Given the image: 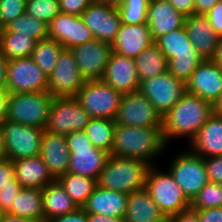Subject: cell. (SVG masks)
Returning <instances> with one entry per match:
<instances>
[{
  "mask_svg": "<svg viewBox=\"0 0 222 222\" xmlns=\"http://www.w3.org/2000/svg\"><path fill=\"white\" fill-rule=\"evenodd\" d=\"M211 115L210 102L186 91L162 117V134L165 144L169 148L172 140L186 137L189 145Z\"/></svg>",
  "mask_w": 222,
  "mask_h": 222,
  "instance_id": "obj_1",
  "label": "cell"
},
{
  "mask_svg": "<svg viewBox=\"0 0 222 222\" xmlns=\"http://www.w3.org/2000/svg\"><path fill=\"white\" fill-rule=\"evenodd\" d=\"M168 149L162 127H137L116 124L113 146L109 155L137 158L155 165L159 156ZM157 158V159H156Z\"/></svg>",
  "mask_w": 222,
  "mask_h": 222,
  "instance_id": "obj_2",
  "label": "cell"
},
{
  "mask_svg": "<svg viewBox=\"0 0 222 222\" xmlns=\"http://www.w3.org/2000/svg\"><path fill=\"white\" fill-rule=\"evenodd\" d=\"M150 166L141 159L109 155L97 184L105 189L130 194L145 188Z\"/></svg>",
  "mask_w": 222,
  "mask_h": 222,
  "instance_id": "obj_3",
  "label": "cell"
},
{
  "mask_svg": "<svg viewBox=\"0 0 222 222\" xmlns=\"http://www.w3.org/2000/svg\"><path fill=\"white\" fill-rule=\"evenodd\" d=\"M145 189L167 219L190 207V201L167 169L162 171L156 165L150 166Z\"/></svg>",
  "mask_w": 222,
  "mask_h": 222,
  "instance_id": "obj_4",
  "label": "cell"
},
{
  "mask_svg": "<svg viewBox=\"0 0 222 222\" xmlns=\"http://www.w3.org/2000/svg\"><path fill=\"white\" fill-rule=\"evenodd\" d=\"M53 98L48 91L10 94L6 119L45 129Z\"/></svg>",
  "mask_w": 222,
  "mask_h": 222,
  "instance_id": "obj_5",
  "label": "cell"
},
{
  "mask_svg": "<svg viewBox=\"0 0 222 222\" xmlns=\"http://www.w3.org/2000/svg\"><path fill=\"white\" fill-rule=\"evenodd\" d=\"M188 149V150H187ZM172 157L167 170L171 173L183 194L191 202L198 192L209 182L204 158L189 148Z\"/></svg>",
  "mask_w": 222,
  "mask_h": 222,
  "instance_id": "obj_6",
  "label": "cell"
},
{
  "mask_svg": "<svg viewBox=\"0 0 222 222\" xmlns=\"http://www.w3.org/2000/svg\"><path fill=\"white\" fill-rule=\"evenodd\" d=\"M122 96L102 80H88L75 98L91 118L115 119Z\"/></svg>",
  "mask_w": 222,
  "mask_h": 222,
  "instance_id": "obj_7",
  "label": "cell"
},
{
  "mask_svg": "<svg viewBox=\"0 0 222 222\" xmlns=\"http://www.w3.org/2000/svg\"><path fill=\"white\" fill-rule=\"evenodd\" d=\"M90 119L75 97H54L45 131L66 136L84 130Z\"/></svg>",
  "mask_w": 222,
  "mask_h": 222,
  "instance_id": "obj_8",
  "label": "cell"
},
{
  "mask_svg": "<svg viewBox=\"0 0 222 222\" xmlns=\"http://www.w3.org/2000/svg\"><path fill=\"white\" fill-rule=\"evenodd\" d=\"M138 91L142 93L163 117L184 95L186 84L169 71L140 81Z\"/></svg>",
  "mask_w": 222,
  "mask_h": 222,
  "instance_id": "obj_9",
  "label": "cell"
},
{
  "mask_svg": "<svg viewBox=\"0 0 222 222\" xmlns=\"http://www.w3.org/2000/svg\"><path fill=\"white\" fill-rule=\"evenodd\" d=\"M6 159L11 161L37 156L45 129L21 125L9 120L2 124Z\"/></svg>",
  "mask_w": 222,
  "mask_h": 222,
  "instance_id": "obj_10",
  "label": "cell"
},
{
  "mask_svg": "<svg viewBox=\"0 0 222 222\" xmlns=\"http://www.w3.org/2000/svg\"><path fill=\"white\" fill-rule=\"evenodd\" d=\"M7 90L10 94L48 91V76L30 57L9 60Z\"/></svg>",
  "mask_w": 222,
  "mask_h": 222,
  "instance_id": "obj_11",
  "label": "cell"
},
{
  "mask_svg": "<svg viewBox=\"0 0 222 222\" xmlns=\"http://www.w3.org/2000/svg\"><path fill=\"white\" fill-rule=\"evenodd\" d=\"M115 123L125 126L162 127V117L139 91L123 94Z\"/></svg>",
  "mask_w": 222,
  "mask_h": 222,
  "instance_id": "obj_12",
  "label": "cell"
},
{
  "mask_svg": "<svg viewBox=\"0 0 222 222\" xmlns=\"http://www.w3.org/2000/svg\"><path fill=\"white\" fill-rule=\"evenodd\" d=\"M86 83L70 49H64L48 77V92L53 97H75Z\"/></svg>",
  "mask_w": 222,
  "mask_h": 222,
  "instance_id": "obj_13",
  "label": "cell"
},
{
  "mask_svg": "<svg viewBox=\"0 0 222 222\" xmlns=\"http://www.w3.org/2000/svg\"><path fill=\"white\" fill-rule=\"evenodd\" d=\"M81 16L95 39L112 45L122 24L117 7L94 0Z\"/></svg>",
  "mask_w": 222,
  "mask_h": 222,
  "instance_id": "obj_14",
  "label": "cell"
},
{
  "mask_svg": "<svg viewBox=\"0 0 222 222\" xmlns=\"http://www.w3.org/2000/svg\"><path fill=\"white\" fill-rule=\"evenodd\" d=\"M70 50L86 81L101 80L113 52L110 44L94 39Z\"/></svg>",
  "mask_w": 222,
  "mask_h": 222,
  "instance_id": "obj_15",
  "label": "cell"
},
{
  "mask_svg": "<svg viewBox=\"0 0 222 222\" xmlns=\"http://www.w3.org/2000/svg\"><path fill=\"white\" fill-rule=\"evenodd\" d=\"M48 36L71 49L79 44L94 40L92 32L85 25L82 16L60 12L48 24Z\"/></svg>",
  "mask_w": 222,
  "mask_h": 222,
  "instance_id": "obj_16",
  "label": "cell"
},
{
  "mask_svg": "<svg viewBox=\"0 0 222 222\" xmlns=\"http://www.w3.org/2000/svg\"><path fill=\"white\" fill-rule=\"evenodd\" d=\"M185 84L187 92L213 104L222 93V67L203 60Z\"/></svg>",
  "mask_w": 222,
  "mask_h": 222,
  "instance_id": "obj_17",
  "label": "cell"
},
{
  "mask_svg": "<svg viewBox=\"0 0 222 222\" xmlns=\"http://www.w3.org/2000/svg\"><path fill=\"white\" fill-rule=\"evenodd\" d=\"M101 80L122 94L138 91L140 81L135 59L113 51Z\"/></svg>",
  "mask_w": 222,
  "mask_h": 222,
  "instance_id": "obj_18",
  "label": "cell"
},
{
  "mask_svg": "<svg viewBox=\"0 0 222 222\" xmlns=\"http://www.w3.org/2000/svg\"><path fill=\"white\" fill-rule=\"evenodd\" d=\"M186 16L177 11L168 0H150L147 24L153 40L184 27Z\"/></svg>",
  "mask_w": 222,
  "mask_h": 222,
  "instance_id": "obj_19",
  "label": "cell"
},
{
  "mask_svg": "<svg viewBox=\"0 0 222 222\" xmlns=\"http://www.w3.org/2000/svg\"><path fill=\"white\" fill-rule=\"evenodd\" d=\"M153 43L148 24H121L111 47L119 55L135 59Z\"/></svg>",
  "mask_w": 222,
  "mask_h": 222,
  "instance_id": "obj_20",
  "label": "cell"
},
{
  "mask_svg": "<svg viewBox=\"0 0 222 222\" xmlns=\"http://www.w3.org/2000/svg\"><path fill=\"white\" fill-rule=\"evenodd\" d=\"M39 155L55 180L65 174L70 159V150L65 135L44 131Z\"/></svg>",
  "mask_w": 222,
  "mask_h": 222,
  "instance_id": "obj_21",
  "label": "cell"
},
{
  "mask_svg": "<svg viewBox=\"0 0 222 222\" xmlns=\"http://www.w3.org/2000/svg\"><path fill=\"white\" fill-rule=\"evenodd\" d=\"M189 40L203 60H212L217 50L219 36L204 15L186 16L184 22Z\"/></svg>",
  "mask_w": 222,
  "mask_h": 222,
  "instance_id": "obj_22",
  "label": "cell"
},
{
  "mask_svg": "<svg viewBox=\"0 0 222 222\" xmlns=\"http://www.w3.org/2000/svg\"><path fill=\"white\" fill-rule=\"evenodd\" d=\"M128 194L97 186L82 209L87 213L124 218Z\"/></svg>",
  "mask_w": 222,
  "mask_h": 222,
  "instance_id": "obj_23",
  "label": "cell"
},
{
  "mask_svg": "<svg viewBox=\"0 0 222 222\" xmlns=\"http://www.w3.org/2000/svg\"><path fill=\"white\" fill-rule=\"evenodd\" d=\"M186 148L203 158L222 156V116L212 114Z\"/></svg>",
  "mask_w": 222,
  "mask_h": 222,
  "instance_id": "obj_24",
  "label": "cell"
},
{
  "mask_svg": "<svg viewBox=\"0 0 222 222\" xmlns=\"http://www.w3.org/2000/svg\"><path fill=\"white\" fill-rule=\"evenodd\" d=\"M15 179L22 188L43 189L55 181L40 155L12 161Z\"/></svg>",
  "mask_w": 222,
  "mask_h": 222,
  "instance_id": "obj_25",
  "label": "cell"
},
{
  "mask_svg": "<svg viewBox=\"0 0 222 222\" xmlns=\"http://www.w3.org/2000/svg\"><path fill=\"white\" fill-rule=\"evenodd\" d=\"M68 173L98 180L109 153L98 148L69 149Z\"/></svg>",
  "mask_w": 222,
  "mask_h": 222,
  "instance_id": "obj_26",
  "label": "cell"
},
{
  "mask_svg": "<svg viewBox=\"0 0 222 222\" xmlns=\"http://www.w3.org/2000/svg\"><path fill=\"white\" fill-rule=\"evenodd\" d=\"M125 222H167L149 192L144 188L128 194Z\"/></svg>",
  "mask_w": 222,
  "mask_h": 222,
  "instance_id": "obj_27",
  "label": "cell"
},
{
  "mask_svg": "<svg viewBox=\"0 0 222 222\" xmlns=\"http://www.w3.org/2000/svg\"><path fill=\"white\" fill-rule=\"evenodd\" d=\"M42 205L44 222L79 208L57 180L42 189Z\"/></svg>",
  "mask_w": 222,
  "mask_h": 222,
  "instance_id": "obj_28",
  "label": "cell"
},
{
  "mask_svg": "<svg viewBox=\"0 0 222 222\" xmlns=\"http://www.w3.org/2000/svg\"><path fill=\"white\" fill-rule=\"evenodd\" d=\"M7 213L44 222L42 189L21 188Z\"/></svg>",
  "mask_w": 222,
  "mask_h": 222,
  "instance_id": "obj_29",
  "label": "cell"
},
{
  "mask_svg": "<svg viewBox=\"0 0 222 222\" xmlns=\"http://www.w3.org/2000/svg\"><path fill=\"white\" fill-rule=\"evenodd\" d=\"M154 43L165 55L168 62L177 56L199 55L189 40L184 27L158 37Z\"/></svg>",
  "mask_w": 222,
  "mask_h": 222,
  "instance_id": "obj_30",
  "label": "cell"
},
{
  "mask_svg": "<svg viewBox=\"0 0 222 222\" xmlns=\"http://www.w3.org/2000/svg\"><path fill=\"white\" fill-rule=\"evenodd\" d=\"M139 81H144L168 71V60L158 46L153 43L145 48L136 58Z\"/></svg>",
  "mask_w": 222,
  "mask_h": 222,
  "instance_id": "obj_31",
  "label": "cell"
},
{
  "mask_svg": "<svg viewBox=\"0 0 222 222\" xmlns=\"http://www.w3.org/2000/svg\"><path fill=\"white\" fill-rule=\"evenodd\" d=\"M57 181L79 208H82L98 186L96 179L68 172L59 177Z\"/></svg>",
  "mask_w": 222,
  "mask_h": 222,
  "instance_id": "obj_32",
  "label": "cell"
},
{
  "mask_svg": "<svg viewBox=\"0 0 222 222\" xmlns=\"http://www.w3.org/2000/svg\"><path fill=\"white\" fill-rule=\"evenodd\" d=\"M115 120L108 118H91L84 132L95 148L110 154L114 141Z\"/></svg>",
  "mask_w": 222,
  "mask_h": 222,
  "instance_id": "obj_33",
  "label": "cell"
},
{
  "mask_svg": "<svg viewBox=\"0 0 222 222\" xmlns=\"http://www.w3.org/2000/svg\"><path fill=\"white\" fill-rule=\"evenodd\" d=\"M64 49L63 45L56 40L47 38L36 42L30 58L49 77Z\"/></svg>",
  "mask_w": 222,
  "mask_h": 222,
  "instance_id": "obj_34",
  "label": "cell"
},
{
  "mask_svg": "<svg viewBox=\"0 0 222 222\" xmlns=\"http://www.w3.org/2000/svg\"><path fill=\"white\" fill-rule=\"evenodd\" d=\"M36 40L17 32L4 31L0 42V53L9 61L30 57Z\"/></svg>",
  "mask_w": 222,
  "mask_h": 222,
  "instance_id": "obj_35",
  "label": "cell"
},
{
  "mask_svg": "<svg viewBox=\"0 0 222 222\" xmlns=\"http://www.w3.org/2000/svg\"><path fill=\"white\" fill-rule=\"evenodd\" d=\"M48 23L37 19L27 12L12 20L5 26L4 31L17 32V34L27 35L37 42L49 38Z\"/></svg>",
  "mask_w": 222,
  "mask_h": 222,
  "instance_id": "obj_36",
  "label": "cell"
},
{
  "mask_svg": "<svg viewBox=\"0 0 222 222\" xmlns=\"http://www.w3.org/2000/svg\"><path fill=\"white\" fill-rule=\"evenodd\" d=\"M150 0H125L117 7L122 24H147Z\"/></svg>",
  "mask_w": 222,
  "mask_h": 222,
  "instance_id": "obj_37",
  "label": "cell"
},
{
  "mask_svg": "<svg viewBox=\"0 0 222 222\" xmlns=\"http://www.w3.org/2000/svg\"><path fill=\"white\" fill-rule=\"evenodd\" d=\"M196 210L222 207V184L208 182L190 202Z\"/></svg>",
  "mask_w": 222,
  "mask_h": 222,
  "instance_id": "obj_38",
  "label": "cell"
},
{
  "mask_svg": "<svg viewBox=\"0 0 222 222\" xmlns=\"http://www.w3.org/2000/svg\"><path fill=\"white\" fill-rule=\"evenodd\" d=\"M202 61L200 55L177 56L168 62V71L186 83Z\"/></svg>",
  "mask_w": 222,
  "mask_h": 222,
  "instance_id": "obj_39",
  "label": "cell"
},
{
  "mask_svg": "<svg viewBox=\"0 0 222 222\" xmlns=\"http://www.w3.org/2000/svg\"><path fill=\"white\" fill-rule=\"evenodd\" d=\"M26 12L49 24L61 12L59 0H27Z\"/></svg>",
  "mask_w": 222,
  "mask_h": 222,
  "instance_id": "obj_40",
  "label": "cell"
},
{
  "mask_svg": "<svg viewBox=\"0 0 222 222\" xmlns=\"http://www.w3.org/2000/svg\"><path fill=\"white\" fill-rule=\"evenodd\" d=\"M27 0H0V21L5 27L26 12Z\"/></svg>",
  "mask_w": 222,
  "mask_h": 222,
  "instance_id": "obj_41",
  "label": "cell"
},
{
  "mask_svg": "<svg viewBox=\"0 0 222 222\" xmlns=\"http://www.w3.org/2000/svg\"><path fill=\"white\" fill-rule=\"evenodd\" d=\"M19 182L15 179L11 181V185L2 186L0 188V206L7 213L14 203L15 196L21 190Z\"/></svg>",
  "mask_w": 222,
  "mask_h": 222,
  "instance_id": "obj_42",
  "label": "cell"
},
{
  "mask_svg": "<svg viewBox=\"0 0 222 222\" xmlns=\"http://www.w3.org/2000/svg\"><path fill=\"white\" fill-rule=\"evenodd\" d=\"M209 182L222 184V156L204 158Z\"/></svg>",
  "mask_w": 222,
  "mask_h": 222,
  "instance_id": "obj_43",
  "label": "cell"
},
{
  "mask_svg": "<svg viewBox=\"0 0 222 222\" xmlns=\"http://www.w3.org/2000/svg\"><path fill=\"white\" fill-rule=\"evenodd\" d=\"M94 0H59L60 11L66 14L81 16Z\"/></svg>",
  "mask_w": 222,
  "mask_h": 222,
  "instance_id": "obj_44",
  "label": "cell"
},
{
  "mask_svg": "<svg viewBox=\"0 0 222 222\" xmlns=\"http://www.w3.org/2000/svg\"><path fill=\"white\" fill-rule=\"evenodd\" d=\"M65 137L69 149L94 148L91 140L83 130L71 132Z\"/></svg>",
  "mask_w": 222,
  "mask_h": 222,
  "instance_id": "obj_45",
  "label": "cell"
},
{
  "mask_svg": "<svg viewBox=\"0 0 222 222\" xmlns=\"http://www.w3.org/2000/svg\"><path fill=\"white\" fill-rule=\"evenodd\" d=\"M205 17L210 22L214 32L222 37V0L216 3L206 14Z\"/></svg>",
  "mask_w": 222,
  "mask_h": 222,
  "instance_id": "obj_46",
  "label": "cell"
},
{
  "mask_svg": "<svg viewBox=\"0 0 222 222\" xmlns=\"http://www.w3.org/2000/svg\"><path fill=\"white\" fill-rule=\"evenodd\" d=\"M15 180V171L10 159L0 160V188L2 186L11 185V181Z\"/></svg>",
  "mask_w": 222,
  "mask_h": 222,
  "instance_id": "obj_47",
  "label": "cell"
},
{
  "mask_svg": "<svg viewBox=\"0 0 222 222\" xmlns=\"http://www.w3.org/2000/svg\"><path fill=\"white\" fill-rule=\"evenodd\" d=\"M167 222H200L198 210L191 206L167 219Z\"/></svg>",
  "mask_w": 222,
  "mask_h": 222,
  "instance_id": "obj_48",
  "label": "cell"
},
{
  "mask_svg": "<svg viewBox=\"0 0 222 222\" xmlns=\"http://www.w3.org/2000/svg\"><path fill=\"white\" fill-rule=\"evenodd\" d=\"M200 222H222V207L198 210Z\"/></svg>",
  "mask_w": 222,
  "mask_h": 222,
  "instance_id": "obj_49",
  "label": "cell"
},
{
  "mask_svg": "<svg viewBox=\"0 0 222 222\" xmlns=\"http://www.w3.org/2000/svg\"><path fill=\"white\" fill-rule=\"evenodd\" d=\"M47 222H88L87 212L82 208H78L75 212L54 217Z\"/></svg>",
  "mask_w": 222,
  "mask_h": 222,
  "instance_id": "obj_50",
  "label": "cell"
},
{
  "mask_svg": "<svg viewBox=\"0 0 222 222\" xmlns=\"http://www.w3.org/2000/svg\"><path fill=\"white\" fill-rule=\"evenodd\" d=\"M170 4L185 16L194 15L195 0H168Z\"/></svg>",
  "mask_w": 222,
  "mask_h": 222,
  "instance_id": "obj_51",
  "label": "cell"
},
{
  "mask_svg": "<svg viewBox=\"0 0 222 222\" xmlns=\"http://www.w3.org/2000/svg\"><path fill=\"white\" fill-rule=\"evenodd\" d=\"M220 0H195L194 15H204Z\"/></svg>",
  "mask_w": 222,
  "mask_h": 222,
  "instance_id": "obj_52",
  "label": "cell"
},
{
  "mask_svg": "<svg viewBox=\"0 0 222 222\" xmlns=\"http://www.w3.org/2000/svg\"><path fill=\"white\" fill-rule=\"evenodd\" d=\"M9 95L7 89H0V125L7 118Z\"/></svg>",
  "mask_w": 222,
  "mask_h": 222,
  "instance_id": "obj_53",
  "label": "cell"
},
{
  "mask_svg": "<svg viewBox=\"0 0 222 222\" xmlns=\"http://www.w3.org/2000/svg\"><path fill=\"white\" fill-rule=\"evenodd\" d=\"M88 222H125L124 218L105 216L103 214L87 213Z\"/></svg>",
  "mask_w": 222,
  "mask_h": 222,
  "instance_id": "obj_54",
  "label": "cell"
},
{
  "mask_svg": "<svg viewBox=\"0 0 222 222\" xmlns=\"http://www.w3.org/2000/svg\"><path fill=\"white\" fill-rule=\"evenodd\" d=\"M8 60L0 53V89H7Z\"/></svg>",
  "mask_w": 222,
  "mask_h": 222,
  "instance_id": "obj_55",
  "label": "cell"
},
{
  "mask_svg": "<svg viewBox=\"0 0 222 222\" xmlns=\"http://www.w3.org/2000/svg\"><path fill=\"white\" fill-rule=\"evenodd\" d=\"M0 222H38L34 219H28L21 216H14L9 213H5Z\"/></svg>",
  "mask_w": 222,
  "mask_h": 222,
  "instance_id": "obj_56",
  "label": "cell"
},
{
  "mask_svg": "<svg viewBox=\"0 0 222 222\" xmlns=\"http://www.w3.org/2000/svg\"><path fill=\"white\" fill-rule=\"evenodd\" d=\"M217 65L222 67V37L219 38L217 50L212 59Z\"/></svg>",
  "mask_w": 222,
  "mask_h": 222,
  "instance_id": "obj_57",
  "label": "cell"
},
{
  "mask_svg": "<svg viewBox=\"0 0 222 222\" xmlns=\"http://www.w3.org/2000/svg\"><path fill=\"white\" fill-rule=\"evenodd\" d=\"M212 114L222 116V93L212 104Z\"/></svg>",
  "mask_w": 222,
  "mask_h": 222,
  "instance_id": "obj_58",
  "label": "cell"
},
{
  "mask_svg": "<svg viewBox=\"0 0 222 222\" xmlns=\"http://www.w3.org/2000/svg\"><path fill=\"white\" fill-rule=\"evenodd\" d=\"M6 159V150L3 137L2 127L0 125V160Z\"/></svg>",
  "mask_w": 222,
  "mask_h": 222,
  "instance_id": "obj_59",
  "label": "cell"
},
{
  "mask_svg": "<svg viewBox=\"0 0 222 222\" xmlns=\"http://www.w3.org/2000/svg\"><path fill=\"white\" fill-rule=\"evenodd\" d=\"M96 1H100L102 3L108 4L114 7H119L123 4L125 0H96Z\"/></svg>",
  "mask_w": 222,
  "mask_h": 222,
  "instance_id": "obj_60",
  "label": "cell"
},
{
  "mask_svg": "<svg viewBox=\"0 0 222 222\" xmlns=\"http://www.w3.org/2000/svg\"><path fill=\"white\" fill-rule=\"evenodd\" d=\"M4 29H5V27L3 26V24L0 21V42H1V39H2V36H3Z\"/></svg>",
  "mask_w": 222,
  "mask_h": 222,
  "instance_id": "obj_61",
  "label": "cell"
},
{
  "mask_svg": "<svg viewBox=\"0 0 222 222\" xmlns=\"http://www.w3.org/2000/svg\"><path fill=\"white\" fill-rule=\"evenodd\" d=\"M6 212L2 209V207L0 206V220L3 218L4 214Z\"/></svg>",
  "mask_w": 222,
  "mask_h": 222,
  "instance_id": "obj_62",
  "label": "cell"
}]
</instances>
